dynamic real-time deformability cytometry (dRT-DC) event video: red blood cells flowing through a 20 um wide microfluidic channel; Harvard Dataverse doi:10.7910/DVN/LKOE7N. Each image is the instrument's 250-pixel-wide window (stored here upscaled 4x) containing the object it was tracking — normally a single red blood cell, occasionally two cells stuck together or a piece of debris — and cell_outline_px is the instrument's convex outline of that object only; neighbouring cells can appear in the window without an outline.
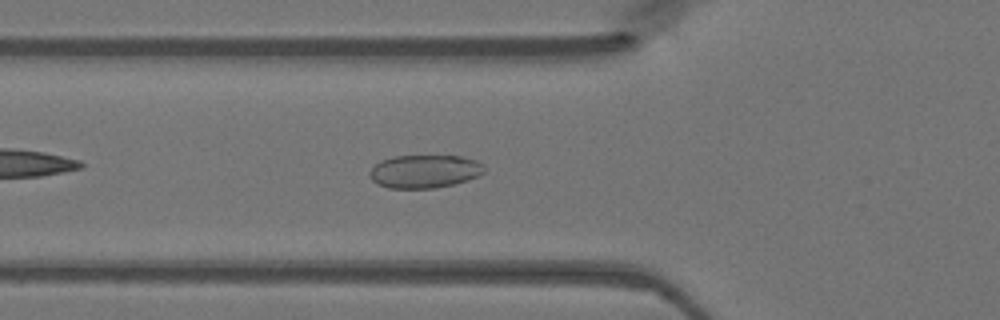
{"species": "Egyptian fruit bat (a non-hibernating species)", "species_latin": "Rousettus aegyptiacus", "temperature_condition": "warm", "stored_images_in_passage": 37, "camera_frame_rate_fps": 3000, "um_per_image_px": 0.085, "animal": {"sex": "female"}, "frame": {"image": 1, "passage_image": 6, "time_ms": 1.667, "image_size_px": [1000, 320], "cell_outline_px": [[484, 172], [468, 180], [436, 188], [388, 188], [376, 184], [368, 176], [368, 172], [380, 160], [392, 156], [460, 156], [476, 160], [484, 168]], "centroid_in_image_um": [36.02, 14.57], "position_along_channel_um": 89.8, "area_um2": 22.14}}
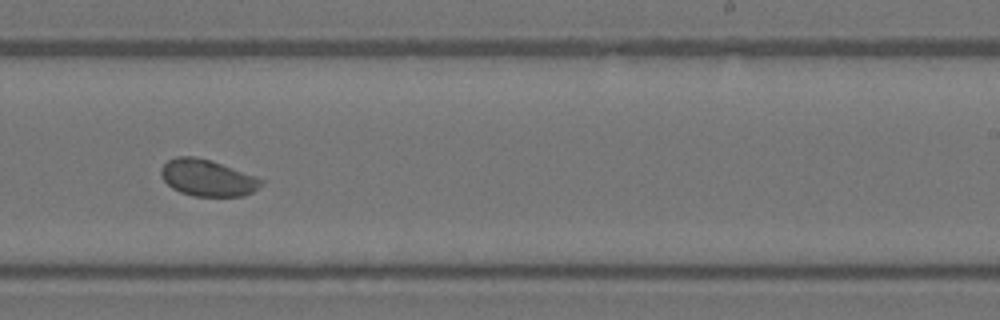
{"frame": {"image": 2, "passage_image": 19, "time_ms": 6.0, "image_size_px": [1000, 320], "cell_outline_px": [[264, 180], [252, 192], [244, 196], [192, 196], [180, 192], [172, 188], [160, 176], [160, 168], [168, 160], [176, 156], [196, 156], [212, 160], [256, 176]], "centroid_in_image_um": [17.6, 15.1], "position_along_channel_um": 271.4, "area_um2": 21.44}}
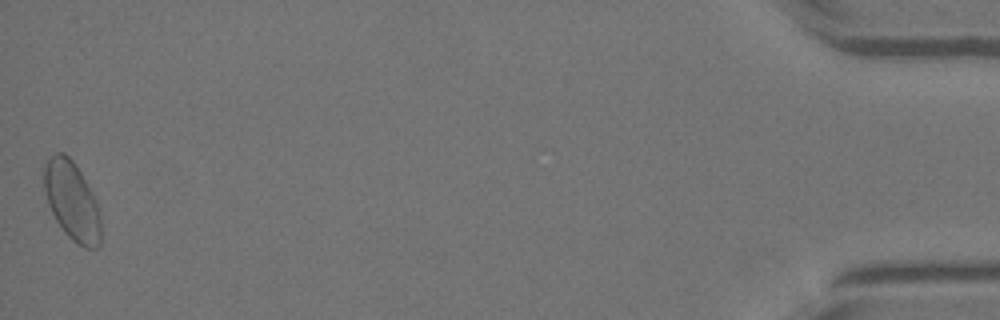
{"frame": {"image": 3, "passage_image": 37, "time_ms": 12.0, "image_size_px": [1000, 320], "cell_outline_px": [[100, 244], [96, 248], [84, 248], [72, 240], [64, 232], [56, 220], [48, 204], [44, 188], [44, 164], [56, 152], [64, 152], [72, 160], [80, 172], [96, 200], [100, 216]], "centroid_in_image_um": [6.11, 17.09], "position_along_channel_um": 429.1, "area_um2": 25.78}}